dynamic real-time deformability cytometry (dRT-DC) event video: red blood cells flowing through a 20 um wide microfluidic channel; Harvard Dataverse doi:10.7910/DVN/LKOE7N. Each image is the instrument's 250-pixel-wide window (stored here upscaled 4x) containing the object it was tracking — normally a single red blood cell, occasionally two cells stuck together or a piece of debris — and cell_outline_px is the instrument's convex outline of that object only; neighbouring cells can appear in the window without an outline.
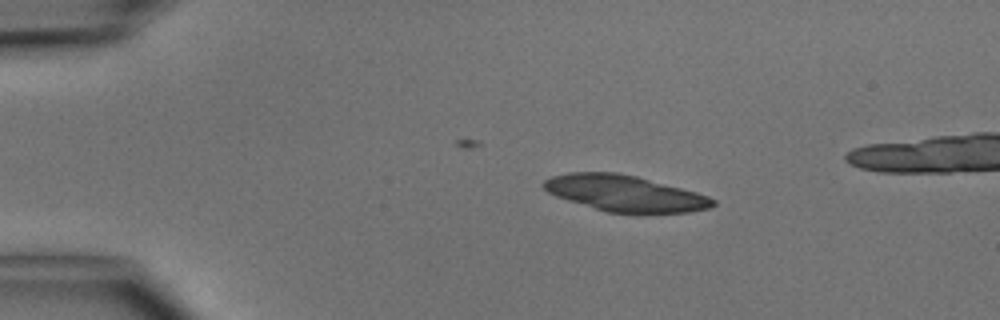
{"species": "common noctule bat (a hibernating species)", "species_latin": "Nyctalus noctula", "temperature_condition": "cold", "stored_images_in_passage": 48, "camera_frame_rate_fps": 3000, "um_per_image_px": 0.085, "animal": {"sex": "male", "body_mass_g": 15.6}, "frame": {"image": 1, "passage_image": 8, "time_ms": 2.333, "image_size_px": [1000, 320], "cell_outline_px": [[712, 204], [700, 208], [676, 212], [616, 212], [600, 208], [552, 192], [544, 184], [548, 180], [564, 176], [588, 172], [600, 172], [628, 176], [692, 192], [704, 196], [712, 200]], "centroid_in_image_um": [53.16, 16.44], "position_along_channel_um": 31.8, "area_um2": 31.21}}